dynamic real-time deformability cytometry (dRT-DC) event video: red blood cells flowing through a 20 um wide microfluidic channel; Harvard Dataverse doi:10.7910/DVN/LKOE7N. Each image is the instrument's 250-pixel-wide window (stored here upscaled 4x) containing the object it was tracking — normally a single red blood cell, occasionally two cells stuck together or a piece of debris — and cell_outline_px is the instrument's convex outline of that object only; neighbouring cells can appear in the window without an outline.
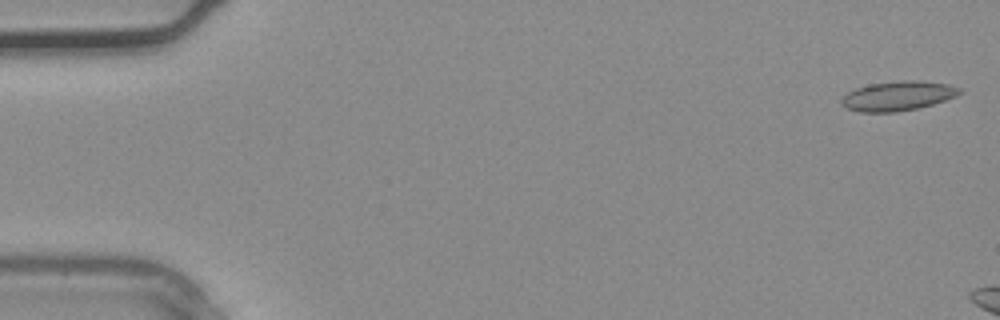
{"species": "common noctule bat (a hibernating species)", "species_latin": "Nyctalus noctula", "temperature_condition": "warm", "stored_images_in_passage": 3, "camera_frame_rate_fps": 3000, "um_per_image_px": 0.085, "animal": {"sex": "male", "body_mass_g": 20.4}, "frame": {"image": 1, "passage_image": 1, "time_ms": 0.0, "image_size_px": [1000, 320], "cell_outline_px": [[964, 92], [956, 96], [920, 108], [896, 112], [860, 112], [848, 108], [840, 104], [840, 100], [848, 92], [856, 88], [868, 84], [904, 80], [916, 80], [948, 84], [960, 88]], "centroid_in_image_um": [76.32, 8.15], "position_along_channel_um": 8.7, "area_um2": 20.35}}
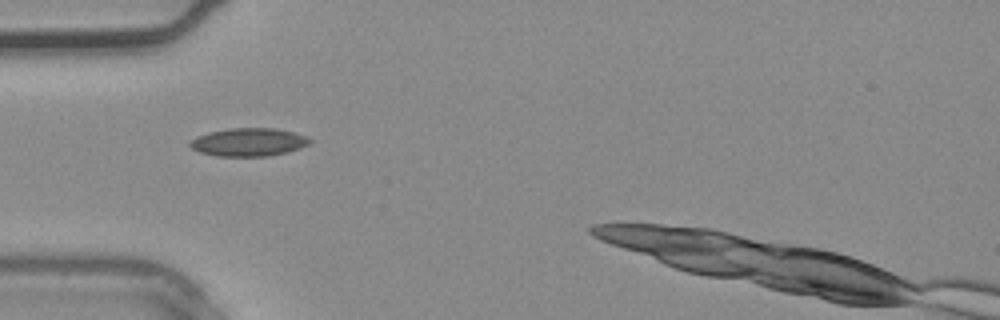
{"frame": {"image": 2, "passage_image": 3, "time_ms": 0.667, "image_size_px": [1000, 320], "cell_outline_px": [[312, 140], [308, 144], [300, 148], [288, 152], [268, 156], [216, 156], [200, 152], [192, 148], [188, 144], [196, 136], [208, 132], [228, 128], [272, 128], [292, 132], [304, 136]], "centroid_in_image_um": [21.1, 12.08], "position_along_channel_um": 63.9, "area_um2": 19.54}}